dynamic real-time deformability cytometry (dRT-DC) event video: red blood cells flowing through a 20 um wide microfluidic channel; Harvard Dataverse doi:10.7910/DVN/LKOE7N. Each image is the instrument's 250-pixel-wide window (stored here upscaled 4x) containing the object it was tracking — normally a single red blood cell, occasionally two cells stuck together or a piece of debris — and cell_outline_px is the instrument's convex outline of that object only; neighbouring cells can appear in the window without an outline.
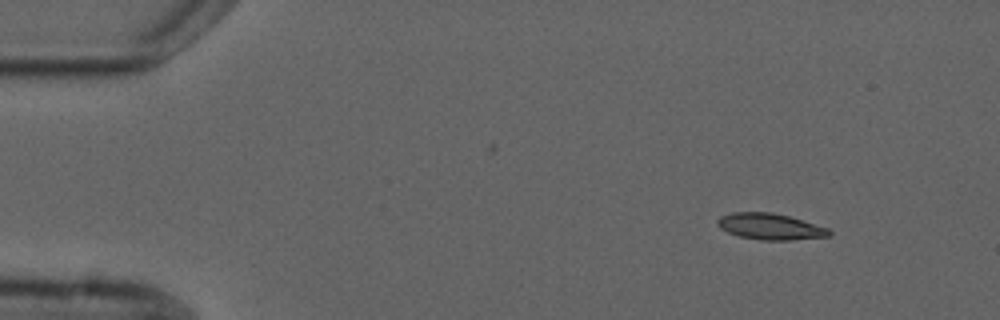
{"species": "common noctule bat (a hibernating species)", "species_latin": "Nyctalus noctula", "temperature_condition": "cold", "stored_images_in_passage": 3, "camera_frame_rate_fps": 3000, "um_per_image_px": 0.085, "animal": {"sex": "male", "forearm_length_mm": 52.5}, "frame": {"image": 1, "passage_image": 1, "time_ms": 0.0, "image_size_px": [1000, 320], "cell_outline_px": [[832, 236], [792, 240], [760, 240], [740, 236], [728, 232], [720, 228], [716, 224], [716, 220], [720, 216], [732, 212], [772, 212], [788, 216], [828, 228], [832, 232]], "centroid_in_image_um": [65.45, 19.26], "position_along_channel_um": 19.5, "area_um2": 17.11}}
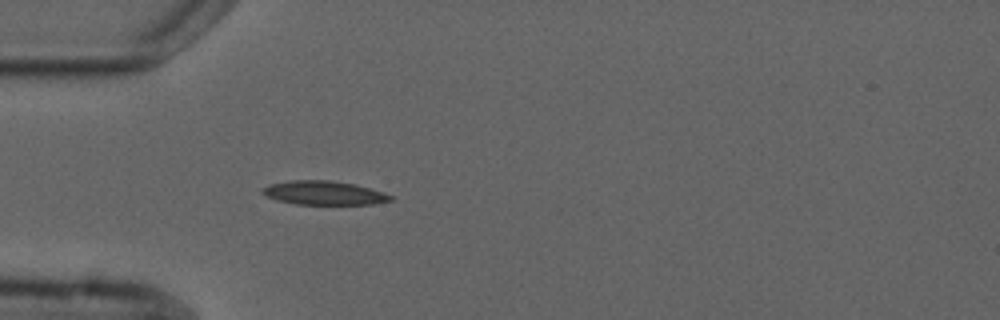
{"frame": {"image": 2, "passage_image": 3, "time_ms": 3.333, "image_size_px": [1000, 320], "cell_outline_px": [[392, 200], [372, 204], [296, 204], [276, 200], [260, 192], [260, 188], [268, 184], [288, 180], [332, 180], [352, 184], [368, 188], [392, 196]], "centroid_in_image_um": [27.43, 16.39], "position_along_channel_um": 57.6, "area_um2": 17.69}}